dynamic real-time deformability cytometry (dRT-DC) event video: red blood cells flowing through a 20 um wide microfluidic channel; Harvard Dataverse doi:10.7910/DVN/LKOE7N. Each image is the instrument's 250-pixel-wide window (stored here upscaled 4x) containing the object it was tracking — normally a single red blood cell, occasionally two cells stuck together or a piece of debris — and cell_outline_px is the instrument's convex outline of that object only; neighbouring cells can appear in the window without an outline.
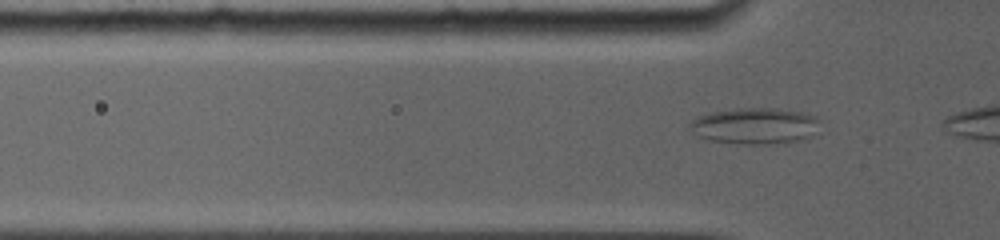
{"species": "common noctule bat (a hibernating species)", "species_latin": "Nyctalus noctula", "temperature_condition": "room temperature", "stored_images_in_passage": 19, "camera_frame_rate_fps": 5000, "um_per_image_px": 0.085, "animal": {"sex": "female", "body_mass_g": 19.0, "forearm_length_mm": 56.7}, "frame": {"image": 1, "passage_image": 6, "time_ms": 0.8, "image_size_px": [1000, 240], "cell_outline_px": [[820, 120], [812, 136], [796, 140], [768, 144], [748, 144], [708, 140], [700, 136], [688, 128], [688, 124], [696, 116], [712, 112], [736, 108], [776, 108], [804, 112], [816, 116]], "centroid_in_image_um": [64.15, 10.68], "position_along_channel_um": 61.7, "area_um2": 27.4}}